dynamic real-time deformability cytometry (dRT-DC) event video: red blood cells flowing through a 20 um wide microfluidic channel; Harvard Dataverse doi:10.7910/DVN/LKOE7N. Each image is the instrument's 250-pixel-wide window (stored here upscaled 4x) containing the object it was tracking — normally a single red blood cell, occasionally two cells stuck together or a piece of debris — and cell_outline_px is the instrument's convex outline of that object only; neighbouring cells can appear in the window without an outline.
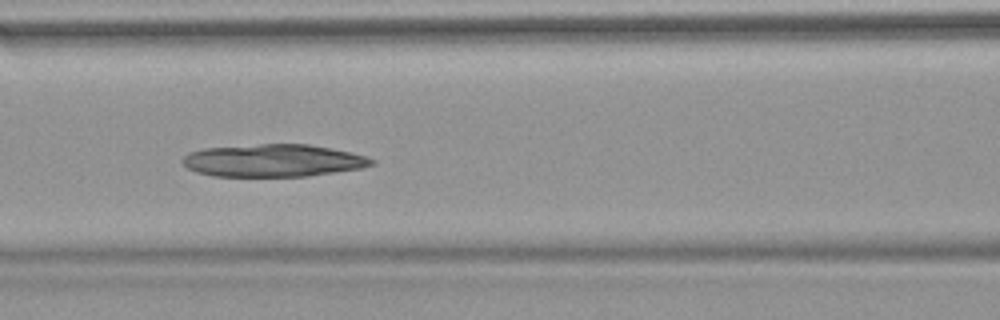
{"species": "common noctule bat (a hibernating species)", "species_latin": "Nyctalus noctula", "temperature_condition": "warm", "stored_images_in_passage": 53, "camera_frame_rate_fps": 3000, "um_per_image_px": 0.085, "animal": {"sex": "female", "body_mass_g": 18.4}, "frame": {"image": 1, "passage_image": 23, "time_ms": 7.333, "image_size_px": [1000, 320], "cell_outline_px": [[376, 164], [360, 168], [308, 176], [212, 176], [196, 172], [188, 168], [180, 160], [188, 152], [204, 148], [260, 144], [308, 144], [352, 152], [376, 160]], "centroid_in_image_um": [23.21, 13.64], "position_along_channel_um": 143.4, "area_um2": 35.84}}